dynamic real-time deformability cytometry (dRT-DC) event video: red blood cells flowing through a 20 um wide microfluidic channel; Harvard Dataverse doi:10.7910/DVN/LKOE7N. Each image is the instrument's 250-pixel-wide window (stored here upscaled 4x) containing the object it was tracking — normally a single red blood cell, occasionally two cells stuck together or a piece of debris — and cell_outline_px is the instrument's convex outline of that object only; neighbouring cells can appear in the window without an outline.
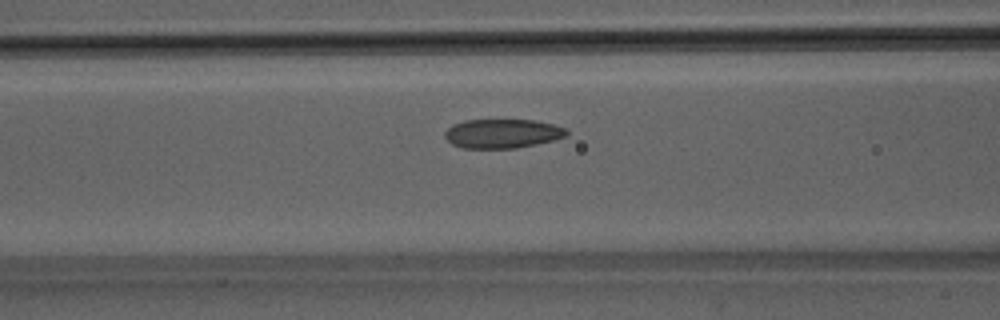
{"species": "Egyptian fruit bat (a non-hibernating species)", "species_latin": "Rousettus aegyptiacus", "temperature_condition": "room temperature", "stored_images_in_passage": 39, "camera_frame_rate_fps": 3000, "um_per_image_px": 0.085, "animal": {"sex": "male"}, "frame": {"image": 1, "passage_image": 9, "time_ms": 2.667, "image_size_px": [1000, 320], "cell_outline_px": [[568, 136], [536, 144], [516, 148], [460, 148], [452, 144], [444, 136], [444, 132], [452, 124], [464, 120], [536, 120], [552, 124], [564, 128], [568, 132]], "centroid_in_image_um": [42.67, 11.35], "position_along_channel_um": 123.9, "area_um2": 20.69}}
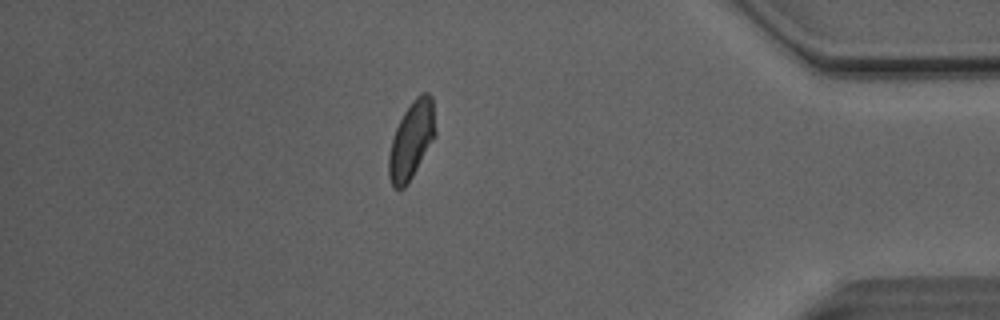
{"frame": {"image": 2, "passage_image": 32, "time_ms": 10.333, "image_size_px": [1000, 320], "cell_outline_px": [[436, 136], [408, 184], [404, 188], [392, 188], [388, 176], [388, 156], [392, 140], [396, 128], [404, 112], [412, 100], [420, 92], [428, 92], [432, 96], [436, 132]], "centroid_in_image_um": [34.98, 11.91], "position_along_channel_um": 400.2, "area_um2": 21.21}}
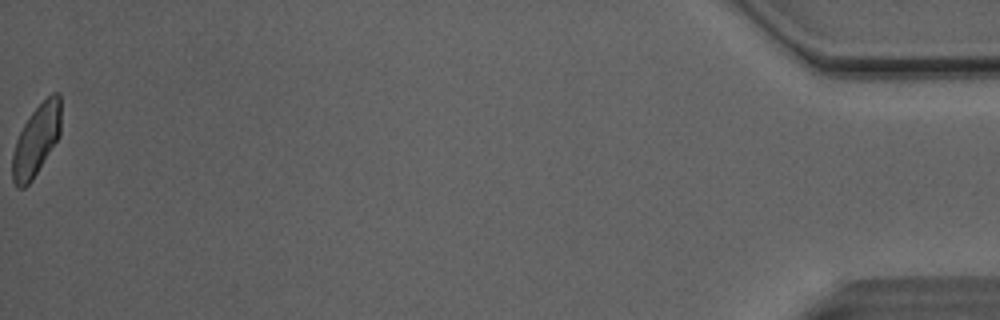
{"frame": {"image": 3, "passage_image": 39, "time_ms": 12.667, "image_size_px": [1000, 320], "cell_outline_px": [[60, 136], [32, 180], [24, 188], [16, 188], [12, 180], [12, 156], [16, 140], [24, 124], [32, 112], [52, 92], [60, 92]], "centroid_in_image_um": [3.08, 11.94], "position_along_channel_um": 432.1, "area_um2": 20.0}, "authors_computed_cell_mechanics": {"area_um2": 20.9814, "velocity_mm_per_s": 4.0915, "shape_relaxation_time_tau1_ms": 3.3722, "shape_relaxation_time_tau2_ms": 1.232, "deformation_change_tau1": 0.1013, "deformation_change_tau2": 0.0532}}